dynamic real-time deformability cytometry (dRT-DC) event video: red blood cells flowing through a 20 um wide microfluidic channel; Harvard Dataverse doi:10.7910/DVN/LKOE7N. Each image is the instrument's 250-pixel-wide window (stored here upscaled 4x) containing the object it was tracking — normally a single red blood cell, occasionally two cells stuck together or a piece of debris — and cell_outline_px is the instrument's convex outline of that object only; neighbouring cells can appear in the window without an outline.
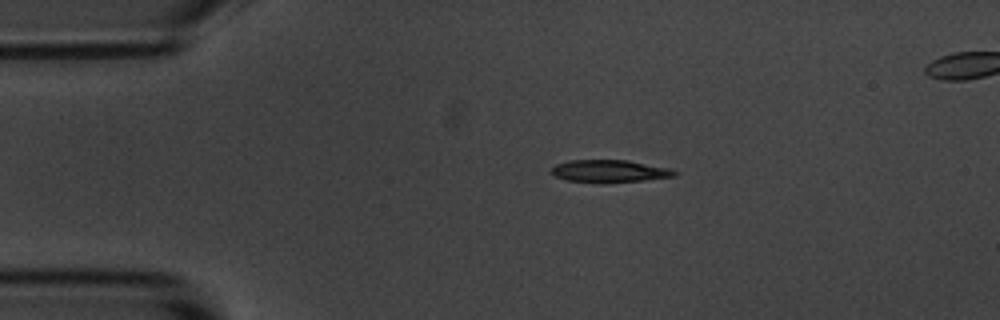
{"species": "common noctule bat (a hibernating species)", "species_latin": "Nyctalus noctula", "temperature_condition": "room temperature", "stored_images_in_passage": 11, "camera_frame_rate_fps": 3000, "um_per_image_px": 0.085, "animal": {"sex": "male", "body_mass_g": 20.1, "forearm_length_mm": 53.5}, "frame": {"image": 1, "passage_image": 11, "time_ms": 3.333, "image_size_px": [1000, 320], "cell_outline_px": [[680, 172], [676, 176], [644, 180], [564, 180], [548, 172], [556, 164], [568, 160], [628, 160], [668, 168]], "centroid_in_image_um": [51.81, 14.5], "position_along_channel_um": 33.2, "area_um2": 15.32}}